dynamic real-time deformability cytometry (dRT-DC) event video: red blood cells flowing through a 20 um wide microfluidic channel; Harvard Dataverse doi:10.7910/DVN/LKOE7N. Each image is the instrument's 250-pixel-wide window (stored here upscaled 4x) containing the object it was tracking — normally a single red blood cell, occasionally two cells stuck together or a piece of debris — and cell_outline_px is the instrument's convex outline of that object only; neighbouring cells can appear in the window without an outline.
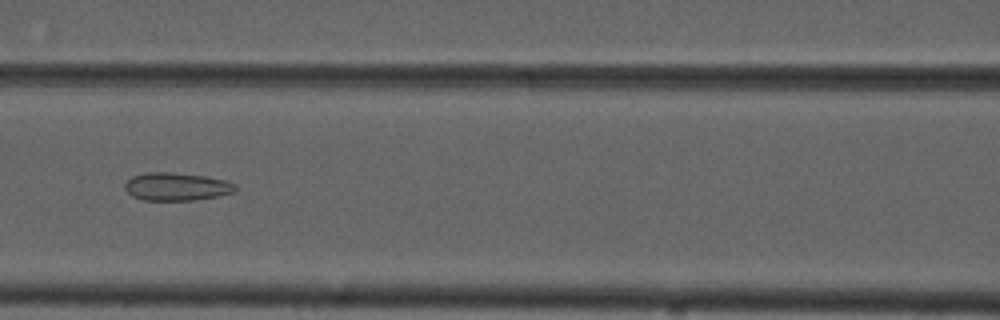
{"species": "common noctule bat (a hibernating species)", "species_latin": "Nyctalus noctula", "temperature_condition": "cold", "stored_images_in_passage": 54, "camera_frame_rate_fps": 3000, "um_per_image_px": 0.085, "animal": {"sex": "male", "forearm_length_mm": 52.5}, "frame": {"image": 1, "passage_image": 24, "time_ms": 7.667, "image_size_px": [1000, 320], "cell_outline_px": [[240, 188], [236, 192], [216, 196], [192, 200], [144, 200], [132, 196], [124, 188], [124, 184], [132, 176], [148, 172], [172, 172], [208, 176], [224, 180], [236, 184]], "centroid_in_image_um": [15.04, 15.85], "position_along_channel_um": 151.6, "area_um2": 18.15}}
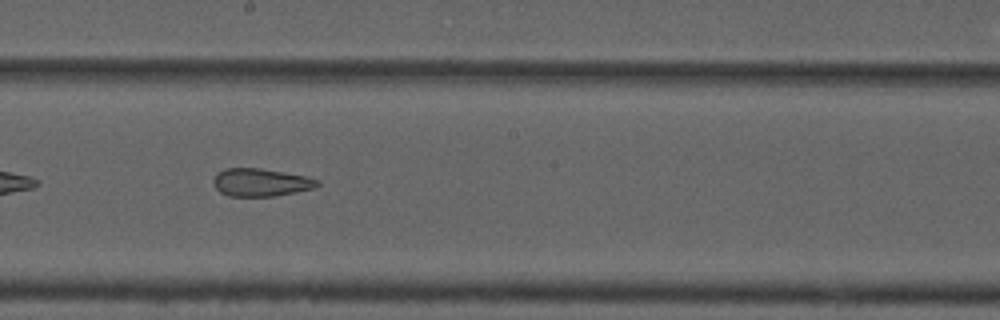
{"frame": {"image": 2, "passage_image": 30, "time_ms": 9.667, "image_size_px": [1000, 320], "cell_outline_px": [[320, 184], [316, 188], [276, 196], [228, 196], [220, 192], [216, 188], [212, 180], [216, 172], [224, 168], [260, 168], [304, 176], [320, 180]], "centroid_in_image_um": [22.15, 15.5], "position_along_channel_um": 226.0, "area_um2": 16.99}}
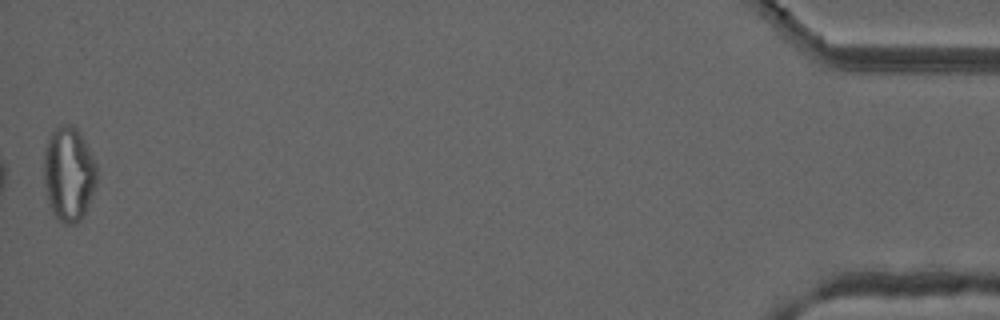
{"frame": {"image": 3, "passage_image": 54, "time_ms": 17.667, "image_size_px": [1000, 320], "cell_outline_px": [[96, 184], [84, 216], [76, 224], [64, 224], [52, 212], [48, 204], [44, 184], [44, 152], [48, 140], [52, 132], [56, 128], [64, 124], [72, 124], [80, 132], [96, 164]], "centroid_in_image_um": [5.83, 14.81], "position_along_channel_um": 429.4, "area_um2": 29.13}, "authors_computed_cell_mechanics": {"area_um2": 23.8136, "velocity_mm_per_s": 3.7269, "shape_relaxation_time_tau1_ms": null, "shape_relaxation_time_tau2_ms": 2.4015, "deformation_change_tau1": null, "deformation_change_tau2": 0.099}}